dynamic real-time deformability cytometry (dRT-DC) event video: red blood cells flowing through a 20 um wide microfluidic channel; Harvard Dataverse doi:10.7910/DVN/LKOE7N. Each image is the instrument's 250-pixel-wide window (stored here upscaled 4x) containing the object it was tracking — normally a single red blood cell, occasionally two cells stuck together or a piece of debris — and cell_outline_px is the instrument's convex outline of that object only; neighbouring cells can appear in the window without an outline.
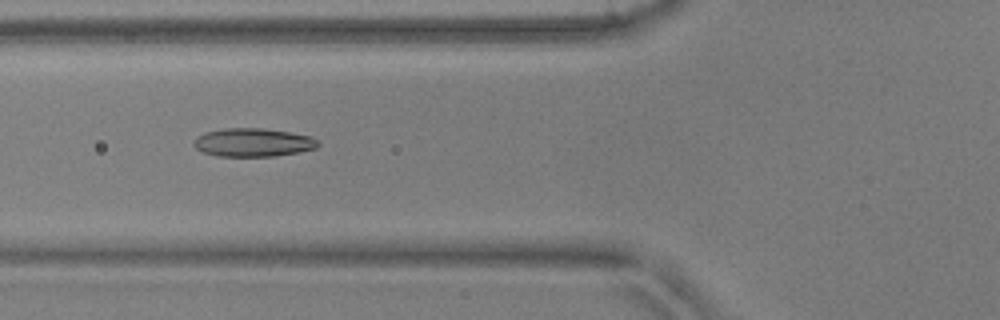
{"species": "common noctule bat (a hibernating species)", "species_latin": "Nyctalus noctula", "temperature_condition": "warm", "stored_images_in_passage": 46, "camera_frame_rate_fps": 3000, "um_per_image_px": 0.085, "animal": {"sex": "male", "body_mass_g": 17.9, "forearm_length_mm": 54.2}, "frame": {"image": 1, "passage_image": 14, "time_ms": 4.333, "image_size_px": [1000, 320], "cell_outline_px": [[320, 144], [316, 148], [300, 152], [272, 156], [216, 156], [204, 152], [196, 148], [192, 144], [196, 136], [204, 132], [224, 128], [264, 128], [312, 136]], "centroid_in_image_um": [21.49, 12.1], "position_along_channel_um": 104.3, "area_um2": 20.63}}
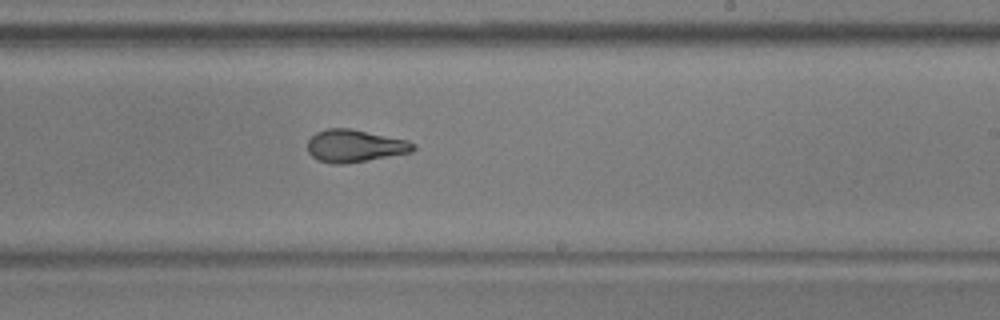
{"frame": {"image": 2, "passage_image": 26, "time_ms": 8.333, "image_size_px": [1000, 320], "cell_outline_px": [[416, 148], [412, 152], [368, 160], [344, 164], [332, 164], [320, 160], [312, 156], [308, 152], [308, 140], [316, 132], [328, 128], [348, 128], [408, 140], [416, 144]], "centroid_in_image_um": [30.17, 12.4], "position_along_channel_um": 258.8, "area_um2": 19.94}}
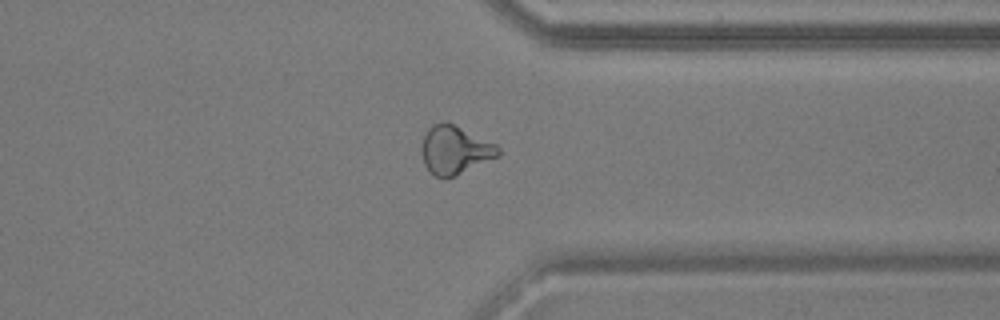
{"frame": {"image": 3, "passage_image": 35, "time_ms": 11.333, "image_size_px": [1000, 320], "cell_outline_px": [[500, 156], [456, 176], [444, 180], [436, 176], [424, 164], [420, 152], [420, 144], [428, 128], [432, 124], [444, 120], [496, 144], [500, 148]], "centroid_in_image_um": [38.64, 12.76], "position_along_channel_um": 372.8, "area_um2": 21.91}, "authors_computed_cell_mechanics": {"area_um2": 20.2011, "velocity_mm_per_s": 3.8515, "shape_relaxation_time_tau1_ms": 8.8112, "shape_relaxation_time_tau2_ms": 1.7535, "deformation_change_tau1": 0.222, "deformation_change_tau2": 0.089}}